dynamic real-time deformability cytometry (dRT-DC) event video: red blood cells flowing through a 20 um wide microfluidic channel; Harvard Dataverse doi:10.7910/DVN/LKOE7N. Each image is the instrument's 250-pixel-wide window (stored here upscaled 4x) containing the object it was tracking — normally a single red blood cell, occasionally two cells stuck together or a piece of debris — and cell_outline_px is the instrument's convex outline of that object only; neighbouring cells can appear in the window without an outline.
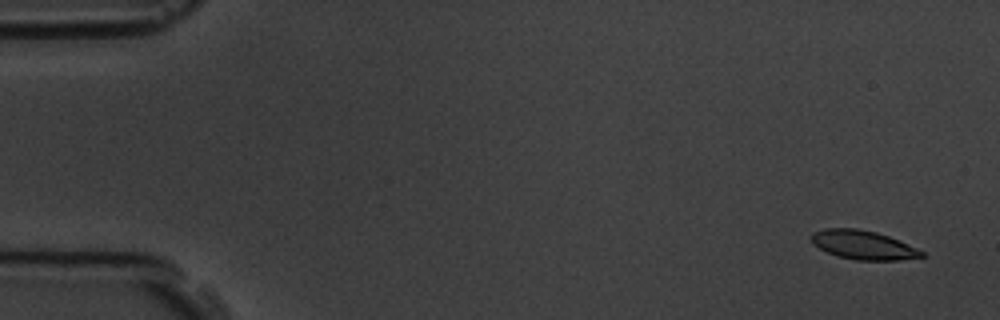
{"species": "common noctule bat (a hibernating species)", "species_latin": "Nyctalus noctula", "temperature_condition": "room temperature", "stored_images_in_passage": 4, "camera_frame_rate_fps": 3000, "um_per_image_px": 0.085, "animal": {"sex": "male", "body_mass_g": 19.5, "forearm_length_mm": 54.6}, "frame": {"image": 1, "passage_image": 1, "time_ms": 0.0, "image_size_px": [1000, 320], "cell_outline_px": [[924, 256], [900, 260], [856, 260], [840, 256], [828, 252], [812, 244], [808, 236], [812, 232], [824, 228], [856, 228], [876, 232], [888, 236], [916, 248], [924, 252]], "centroid_in_image_um": [73.31, 20.81], "position_along_channel_um": 11.7, "area_um2": 18.5}}
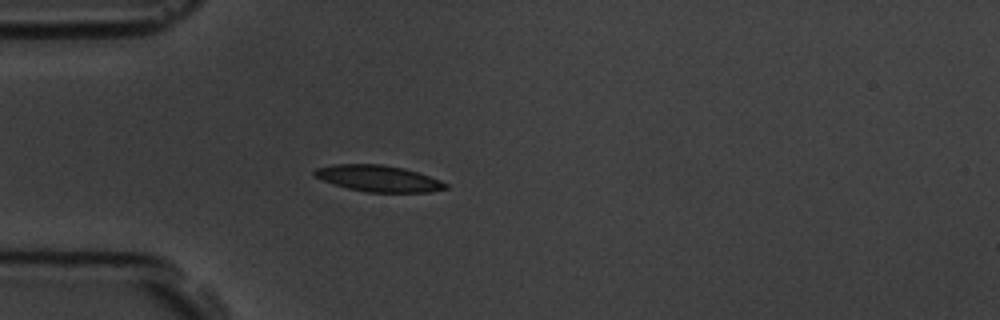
{"frame": {"image": 2, "passage_image": 4, "time_ms": 4.333, "image_size_px": [1000, 320], "cell_outline_px": [[448, 188], [432, 192], [368, 192], [348, 188], [332, 184], [312, 176], [312, 172], [316, 168], [336, 164], [380, 164], [404, 168], [440, 180], [448, 184]], "centroid_in_image_um": [32.13, 15.17], "position_along_channel_um": 52.9, "area_um2": 20.11}}